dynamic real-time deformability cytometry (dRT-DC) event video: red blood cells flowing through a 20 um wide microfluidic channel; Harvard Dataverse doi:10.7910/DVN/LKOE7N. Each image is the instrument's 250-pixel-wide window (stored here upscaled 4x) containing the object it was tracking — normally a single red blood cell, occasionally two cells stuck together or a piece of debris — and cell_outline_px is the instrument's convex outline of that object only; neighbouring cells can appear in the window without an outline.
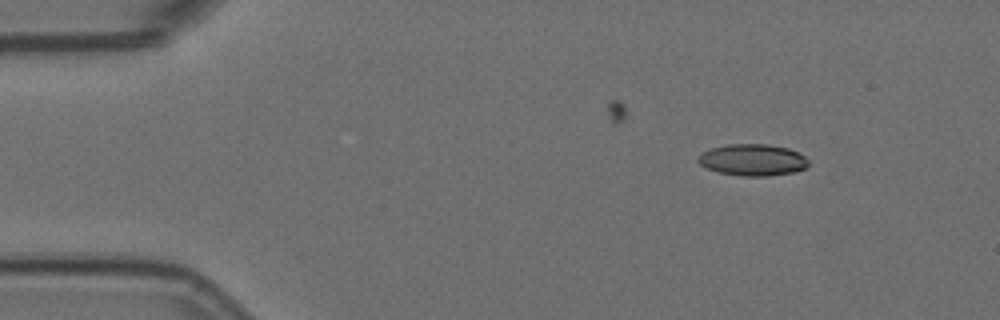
{"species": "Egyptian fruit bat (a non-hibernating species)", "species_latin": "Rousettus aegyptiacus", "temperature_condition": "room temperature", "stored_images_in_passage": 6, "camera_frame_rate_fps": 3000, "um_per_image_px": 0.085, "animal": {"sex": "female"}, "frame": {"image": 1, "passage_image": 1, "time_ms": 0.0, "image_size_px": [1000, 320], "cell_outline_px": [[808, 164], [804, 168], [792, 172], [768, 176], [744, 176], [716, 172], [704, 168], [696, 160], [696, 156], [712, 148], [728, 144], [768, 144], [788, 148], [800, 152], [808, 160]], "centroid_in_image_um": [63.94, 13.59], "position_along_channel_um": 21.1, "area_um2": 20.46}}
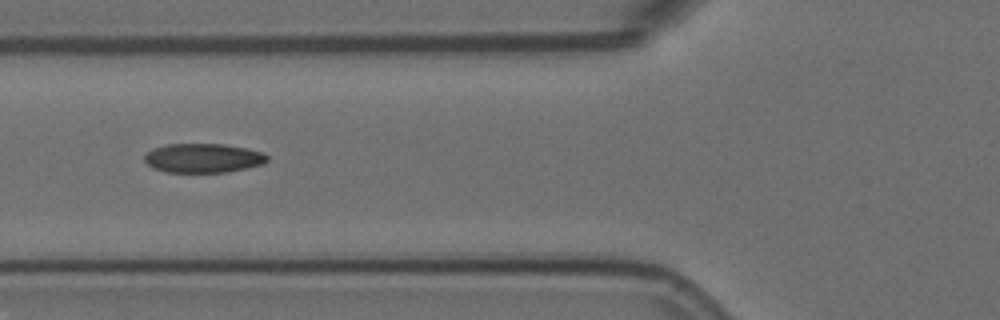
{"frame": {"image": 2, "passage_image": 5, "time_ms": 1.333, "image_size_px": [1000, 320], "cell_outline_px": [[268, 160], [264, 164], [248, 168], [228, 172], [164, 172], [152, 168], [144, 160], [144, 156], [152, 148], [168, 144], [224, 144], [264, 152], [268, 156]], "centroid_in_image_um": [17.28, 13.44], "position_along_channel_um": 108.5, "area_um2": 21.04}}
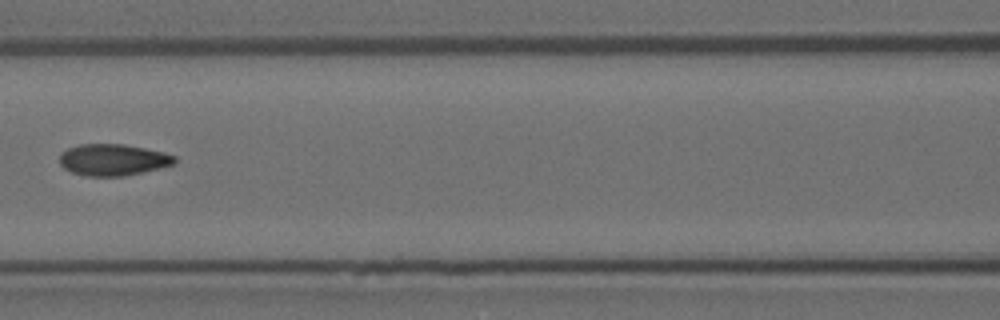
{"frame": {"image": 3, "passage_image": 6, "time_ms": 1.667, "image_size_px": [1000, 320], "cell_outline_px": [[176, 164], [144, 172], [124, 176], [84, 176], [72, 172], [64, 168], [60, 164], [60, 152], [68, 148], [80, 144], [124, 144], [164, 152], [176, 156]], "centroid_in_image_um": [9.62, 13.58], "position_along_channel_um": 157.0, "area_um2": 21.33}}